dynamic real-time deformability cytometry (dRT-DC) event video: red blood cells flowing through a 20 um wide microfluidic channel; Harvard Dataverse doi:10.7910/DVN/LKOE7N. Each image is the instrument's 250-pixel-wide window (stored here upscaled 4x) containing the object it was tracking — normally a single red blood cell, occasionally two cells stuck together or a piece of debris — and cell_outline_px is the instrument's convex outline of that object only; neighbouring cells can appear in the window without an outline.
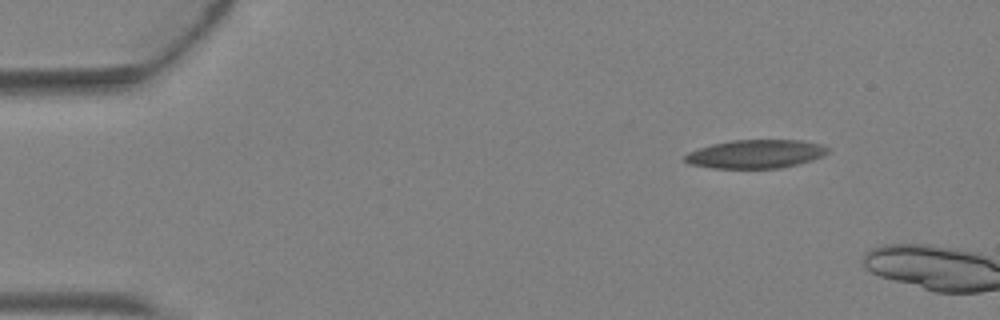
{"species": "Egyptian fruit bat (a non-hibernating species)", "species_latin": "Rousettus aegyptiacus", "temperature_condition": "warm", "stored_images_in_passage": 3, "camera_frame_rate_fps": 3000, "um_per_image_px": 0.085, "animal": {"sex": "female"}, "frame": {"image": 1, "passage_image": 1, "time_ms": 0.0, "image_size_px": [1000, 320], "cell_outline_px": [[832, 148], [828, 152], [812, 160], [780, 168], [712, 168], [688, 164], [684, 160], [684, 156], [688, 152], [712, 144], [732, 140], [804, 140], [824, 144]], "centroid_in_image_um": [64.26, 13.08], "position_along_channel_um": 20.7, "area_um2": 23.87}}